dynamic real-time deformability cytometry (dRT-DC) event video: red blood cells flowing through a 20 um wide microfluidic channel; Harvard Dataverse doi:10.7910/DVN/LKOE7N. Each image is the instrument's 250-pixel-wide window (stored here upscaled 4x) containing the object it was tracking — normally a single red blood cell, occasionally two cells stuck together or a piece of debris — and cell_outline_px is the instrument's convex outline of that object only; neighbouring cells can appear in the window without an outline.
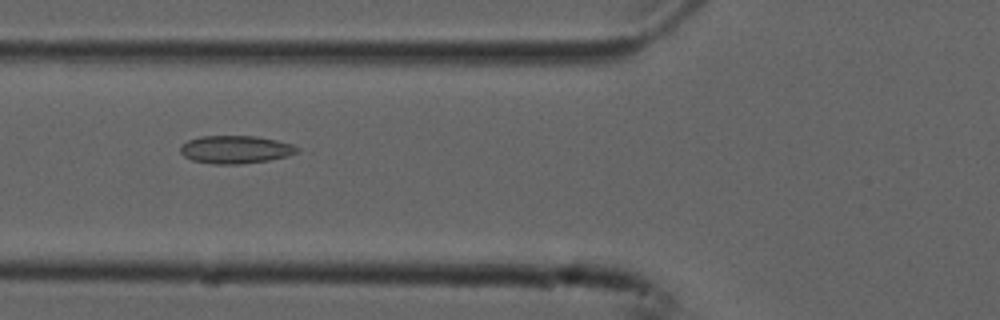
{"species": "common noctule bat (a hibernating species)", "species_latin": "Nyctalus noctula", "temperature_condition": "cold", "stored_images_in_passage": 54, "camera_frame_rate_fps": 3000, "um_per_image_px": 0.085, "animal": {"sex": "male", "forearm_length_mm": 52.5}, "frame": {"image": 1, "passage_image": 20, "time_ms": 6.333, "image_size_px": [1000, 320], "cell_outline_px": [[300, 152], [288, 156], [268, 160], [240, 164], [212, 164], [192, 160], [184, 156], [180, 152], [180, 148], [188, 140], [200, 136], [256, 136], [276, 140], [292, 144], [300, 148]], "centroid_in_image_um": [20.05, 12.71], "position_along_channel_um": 105.8, "area_um2": 19.02}}
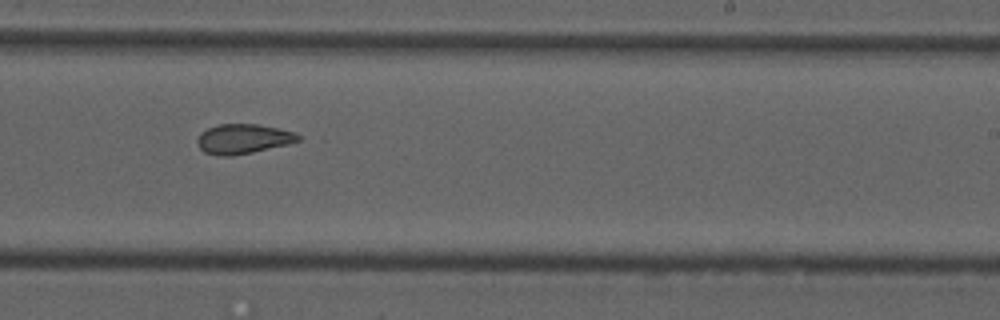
{"frame": {"image": 2, "passage_image": 33, "time_ms": 10.667, "image_size_px": [1000, 320], "cell_outline_px": [[300, 140], [288, 144], [252, 152], [232, 156], [220, 156], [204, 152], [196, 144], [196, 140], [208, 128], [220, 124], [256, 124], [276, 128], [292, 132], [300, 136]], "centroid_in_image_um": [20.64, 11.82], "position_along_channel_um": 268.4, "area_um2": 17.17}}
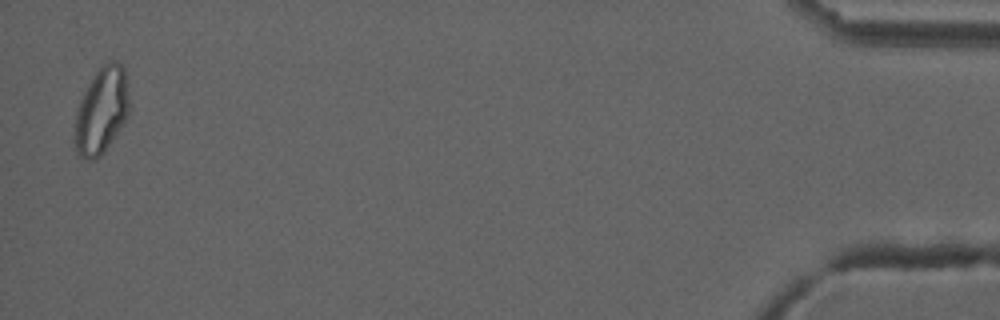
{"frame": {"image": 3, "passage_image": 53, "time_ms": 17.333, "image_size_px": [1000, 320], "cell_outline_px": [[128, 116], [104, 152], [96, 160], [84, 160], [76, 152], [76, 112], [80, 100], [88, 84], [96, 72], [108, 60], [116, 60], [124, 68], [128, 96]], "centroid_in_image_um": [8.63, 9.41], "position_along_channel_um": 426.6, "area_um2": 26.99}, "authors_computed_cell_mechanics": {"area_um2": 19.5942, "velocity_mm_per_s": 3.7601, "shape_relaxation_time_tau1_ms": null, "shape_relaxation_time_tau2_ms": 2.3738, "deformation_change_tau1": null, "deformation_change_tau2": 0.0703}}